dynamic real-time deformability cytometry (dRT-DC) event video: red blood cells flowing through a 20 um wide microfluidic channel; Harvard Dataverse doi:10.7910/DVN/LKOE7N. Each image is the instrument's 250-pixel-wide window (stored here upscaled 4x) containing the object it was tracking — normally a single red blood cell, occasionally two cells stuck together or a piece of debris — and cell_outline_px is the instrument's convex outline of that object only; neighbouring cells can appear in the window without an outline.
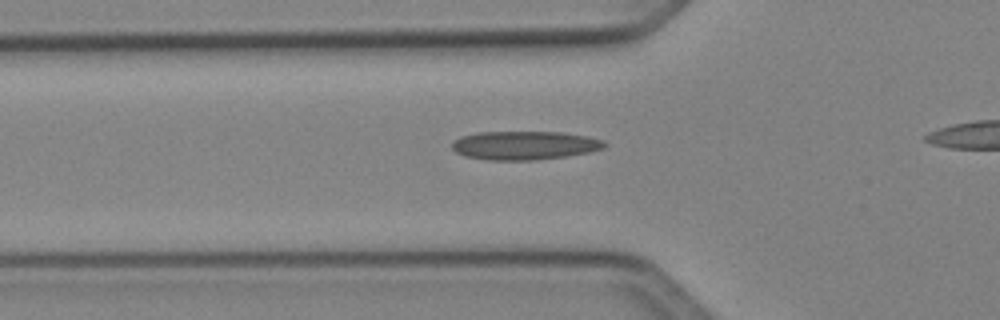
{"species": "Egyptian fruit bat (a non-hibernating species)", "species_latin": "Rousettus aegyptiacus", "temperature_condition": "cold", "stored_images_in_passage": 35, "camera_frame_rate_fps": 3000, "um_per_image_px": 0.085, "animal": {"sex": "female"}, "frame": {"image": 1, "passage_image": 9, "time_ms": 2.667, "image_size_px": [1000, 320], "cell_outline_px": [[608, 144], [604, 148], [588, 152], [564, 156], [532, 160], [488, 160], [464, 156], [456, 152], [452, 148], [452, 144], [460, 136], [476, 132], [564, 132], [588, 136], [604, 140]], "centroid_in_image_um": [44.59, 12.35], "position_along_channel_um": 81.2, "area_um2": 25.49}}
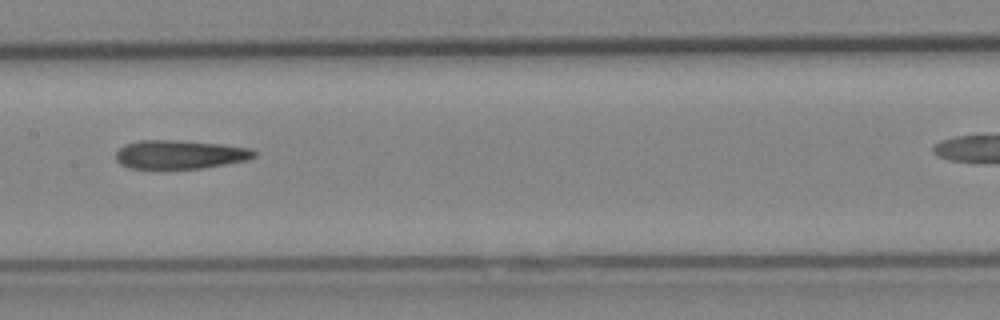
{"frame": {"image": 2, "passage_image": 17, "time_ms": 5.333, "image_size_px": [1000, 320], "cell_outline_px": [[256, 156], [248, 160], [200, 168], [128, 168], [120, 164], [116, 160], [116, 152], [124, 144], [140, 140], [180, 140], [220, 144], [248, 148], [256, 152]], "centroid_in_image_um": [15.26, 13.12], "position_along_channel_um": 192.1, "area_um2": 23.0}}
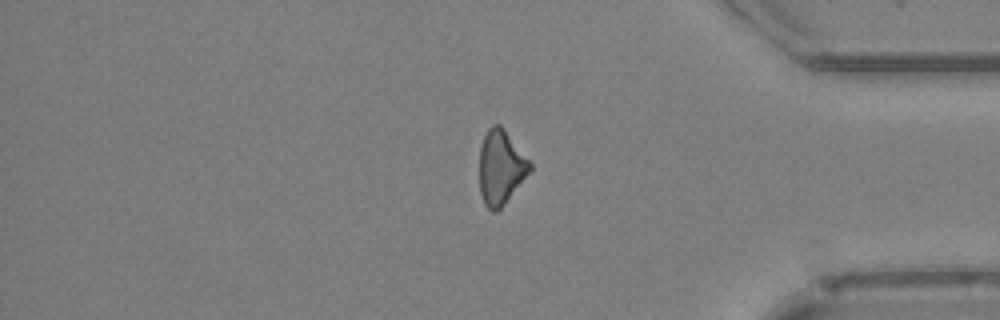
{"frame": {"image": 3, "passage_image": 33, "time_ms": 10.667, "image_size_px": [1000, 320], "cell_outline_px": [[532, 172], [504, 204], [496, 212], [492, 212], [484, 204], [480, 192], [480, 148], [484, 136], [488, 128], [492, 124], [500, 124], [504, 128], [532, 164]], "centroid_in_image_um": [42.59, 14.23], "position_along_channel_um": 392.6, "area_um2": 22.02}, "authors_computed_cell_mechanics": {"area_um2": 23.4668, "velocity_mm_per_s": 4.1691, "shape_relaxation_time_tau1_ms": null, "shape_relaxation_time_tau2_ms": 5.0605, "deformation_change_tau1": null, "deformation_change_tau2": 0.1531}}